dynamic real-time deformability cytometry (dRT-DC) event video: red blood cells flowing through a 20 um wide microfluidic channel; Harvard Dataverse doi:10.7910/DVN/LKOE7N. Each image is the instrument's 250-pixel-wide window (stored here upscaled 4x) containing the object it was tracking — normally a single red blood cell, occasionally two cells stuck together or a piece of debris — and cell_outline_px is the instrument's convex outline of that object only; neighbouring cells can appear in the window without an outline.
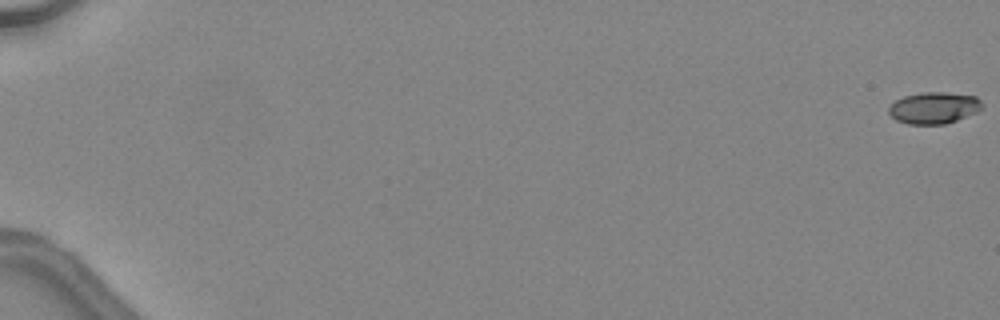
{"species": "common noctule bat (a hibernating species)", "species_latin": "Nyctalus noctula", "temperature_condition": "warm", "stored_images_in_passage": 13, "camera_frame_rate_fps": 3000, "um_per_image_px": 0.085, "animal": {"sex": "female", "body_mass_g": 24.6, "forearm_length_mm": 56.2}, "frame": {"image": 1, "passage_image": 1, "time_ms": 0.0, "image_size_px": [1000, 320], "cell_outline_px": [[984, 104], [976, 112], [956, 120], [944, 124], [908, 124], [896, 120], [888, 112], [888, 108], [896, 100], [904, 96], [924, 92], [944, 92], [976, 96]], "centroid_in_image_um": [79.38, 9.16], "position_along_channel_um": 5.6, "area_um2": 17.05}}